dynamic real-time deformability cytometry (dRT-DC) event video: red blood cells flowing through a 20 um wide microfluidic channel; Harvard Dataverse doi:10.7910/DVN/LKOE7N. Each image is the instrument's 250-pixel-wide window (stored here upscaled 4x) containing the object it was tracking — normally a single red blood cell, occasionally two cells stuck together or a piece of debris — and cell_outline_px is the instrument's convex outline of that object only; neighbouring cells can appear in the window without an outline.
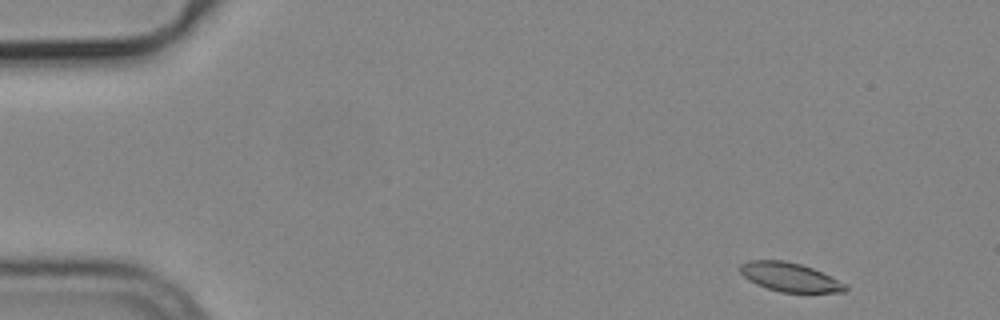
{"species": "common noctule bat (a hibernating species)", "species_latin": "Nyctalus noctula", "temperature_condition": "cold", "stored_images_in_passage": 52, "camera_frame_rate_fps": 3000, "um_per_image_px": 0.085, "animal": {"sex": "male", "body_mass_g": 19.2, "forearm_length_mm": 51.8}, "frame": {"image": 1, "passage_image": 2, "time_ms": 0.333, "image_size_px": [1000, 320], "cell_outline_px": [[848, 288], [844, 292], [780, 292], [756, 284], [748, 280], [740, 272], [740, 264], [748, 260], [784, 260], [800, 264], [812, 268], [848, 284]], "centroid_in_image_um": [67.13, 23.55], "position_along_channel_um": 17.9, "area_um2": 17.69}}
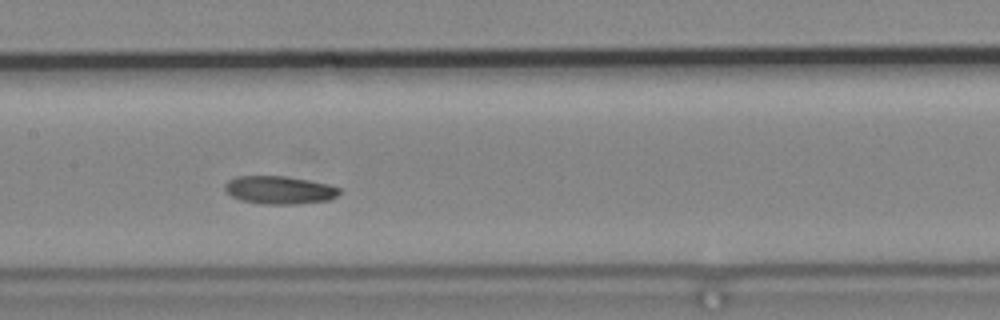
{"frame": {"image": 2, "passage_image": 24, "time_ms": 7.667, "image_size_px": [1000, 320], "cell_outline_px": [[340, 192], [336, 196], [328, 200], [296, 204], [264, 204], [240, 200], [232, 196], [224, 188], [224, 184], [228, 180], [236, 176], [284, 176], [308, 180], [328, 184], [340, 188]], "centroid_in_image_um": [23.73, 16.15], "position_along_channel_um": 183.7, "area_um2": 18.61}}
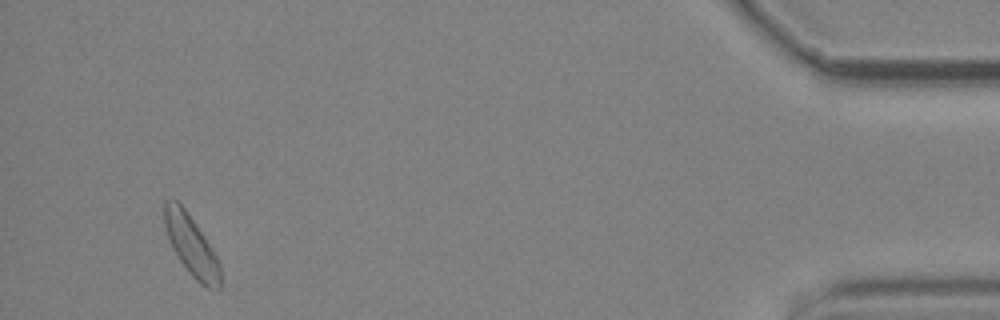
{"frame": {"image": 3, "passage_image": 49, "time_ms": 16.0, "image_size_px": [1000, 320], "cell_outline_px": [[220, 288], [208, 288], [200, 284], [188, 272], [172, 248], [164, 224], [164, 200], [176, 200], [184, 208], [196, 224], [212, 248], [220, 264]], "centroid_in_image_um": [16.26, 20.87], "position_along_channel_um": 418.9, "area_um2": 19.36}, "authors_computed_cell_mechanics": {"area_um2": 18.785, "velocity_mm_per_s": 3.7302, "shape_relaxation_time_tau1_ms": 9.9432, "shape_relaxation_time_tau2_ms": null, "deformation_change_tau1": 0.1772, "deformation_change_tau2": null}}